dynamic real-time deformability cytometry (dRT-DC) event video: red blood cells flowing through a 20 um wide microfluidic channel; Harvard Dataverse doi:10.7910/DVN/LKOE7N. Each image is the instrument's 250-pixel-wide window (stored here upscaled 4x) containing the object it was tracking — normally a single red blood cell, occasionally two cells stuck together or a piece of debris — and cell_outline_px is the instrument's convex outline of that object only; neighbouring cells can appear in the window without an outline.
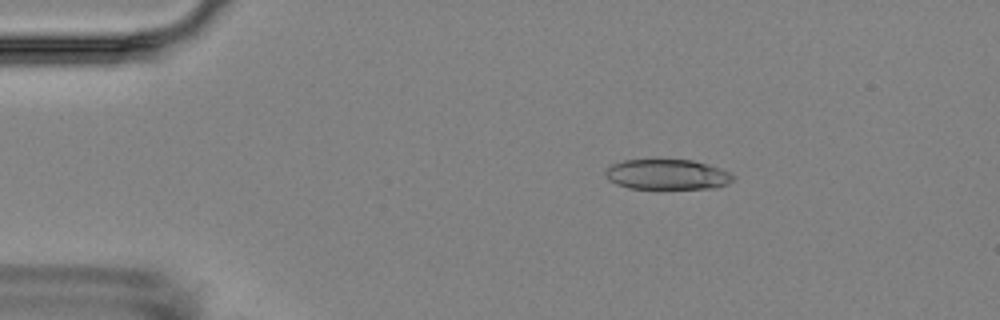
{"species": "Egyptian fruit bat (a non-hibernating species)", "species_latin": "Rousettus aegyptiacus", "temperature_condition": "room temperature", "stored_images_in_passage": 6, "camera_frame_rate_fps": 3000, "um_per_image_px": 0.085, "animal": {"sex": "female"}, "frame": {"image": 1, "passage_image": 3, "time_ms": 2.333, "image_size_px": [1000, 320], "cell_outline_px": [[736, 176], [728, 184], [716, 188], [628, 188], [616, 184], [608, 180], [604, 172], [612, 164], [624, 160], [692, 160], [708, 164], [720, 168]], "centroid_in_image_um": [56.72, 14.83], "position_along_channel_um": 28.3, "area_um2": 22.43}}